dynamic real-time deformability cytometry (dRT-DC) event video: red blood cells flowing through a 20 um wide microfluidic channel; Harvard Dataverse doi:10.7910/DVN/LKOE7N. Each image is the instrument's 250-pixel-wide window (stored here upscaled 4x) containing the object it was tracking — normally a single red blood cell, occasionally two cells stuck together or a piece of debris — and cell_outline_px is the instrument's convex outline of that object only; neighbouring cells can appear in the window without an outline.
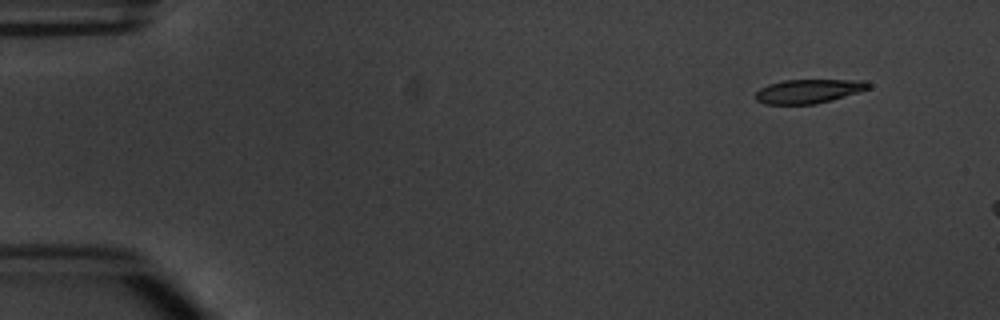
{"species": "common noctule bat (a hibernating species)", "species_latin": "Nyctalus noctula", "temperature_condition": "warm", "stored_images_in_passage": 4, "camera_frame_rate_fps": 3000, "um_per_image_px": 0.085, "animal": {"sex": "male", "body_mass_g": 20.1, "forearm_length_mm": 53.5}, "frame": {"image": 1, "passage_image": 2, "time_ms": 1.333, "image_size_px": [1000, 320], "cell_outline_px": [[872, 88], [832, 100], [816, 104], [764, 104], [756, 100], [756, 92], [760, 88], [768, 84], [784, 80], [868, 80], [872, 84]], "centroid_in_image_um": [68.77, 7.75], "position_along_channel_um": 16.2, "area_um2": 15.95}}